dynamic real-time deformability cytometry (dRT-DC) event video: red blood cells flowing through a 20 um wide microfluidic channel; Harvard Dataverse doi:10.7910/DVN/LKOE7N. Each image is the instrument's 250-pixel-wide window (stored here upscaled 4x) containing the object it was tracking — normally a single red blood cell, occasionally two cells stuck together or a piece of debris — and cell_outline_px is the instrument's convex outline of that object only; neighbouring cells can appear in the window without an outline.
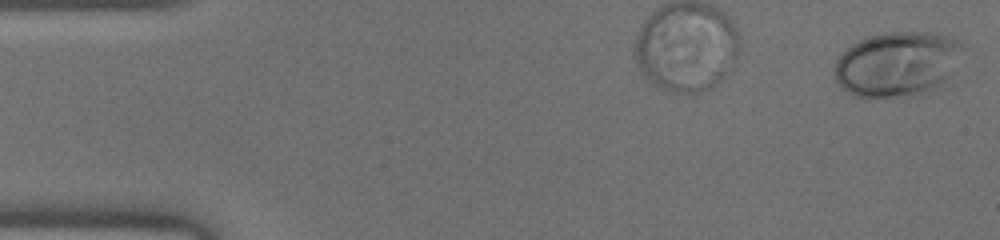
{"species": "human", "species_latin": "Homo sapiens", "temperature_condition": "warm", "stored_images_in_passage": 31, "camera_frame_rate_fps": 3000, "um_per_image_px": 0.085, "donor": {"sex": "male"}, "frame": {"image": 1, "passage_image": 1, "time_ms": 0.0, "image_size_px": [1000, 240], "cell_outline_px": [[960, 44], [948, 76], [932, 88], [920, 96], [856, 96], [840, 88], [832, 76], [836, 60], [852, 44], [864, 36], [884, 32], [928, 32], [960, 40]], "centroid_in_image_um": [76.12, 5.43], "position_along_channel_um": 8.9, "area_um2": 47.57}}
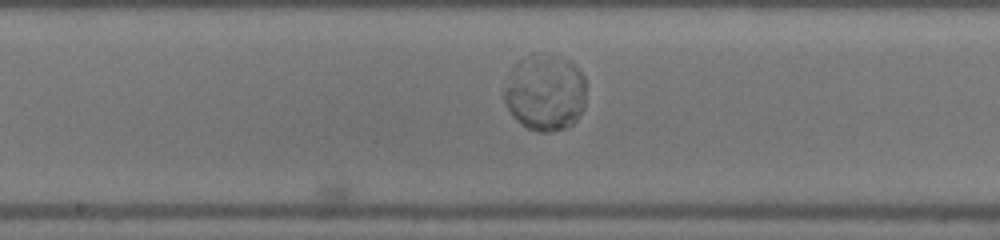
{"frame": {"image": 2, "passage_image": 18, "time_ms": 5.667, "image_size_px": [1000, 240], "cell_outline_px": [[584, 108], [576, 120], [568, 128], [548, 132], [536, 132], [520, 124], [512, 116], [504, 100], [504, 92], [508, 88], [544, 60], [572, 60], [584, 76]], "centroid_in_image_um": [46.55, 8.2], "position_along_channel_um": 201.6, "area_um2": 32.08}}
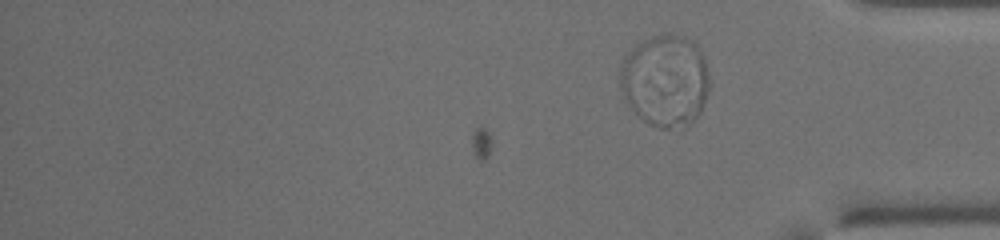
{"frame": {"image": 3, "passage_image": 31, "time_ms": 10.0, "image_size_px": [1000, 240], "cell_outline_px": [[708, 92], [700, 112], [680, 132], [648, 124], [632, 108], [624, 96], [620, 84], [620, 68], [624, 56], [640, 40], [660, 32], [672, 32], [684, 36], [692, 40], [696, 44], [704, 60], [708, 72]], "centroid_in_image_um": [56.54, 6.81], "position_along_channel_um": 378.7, "area_um2": 48.44}}